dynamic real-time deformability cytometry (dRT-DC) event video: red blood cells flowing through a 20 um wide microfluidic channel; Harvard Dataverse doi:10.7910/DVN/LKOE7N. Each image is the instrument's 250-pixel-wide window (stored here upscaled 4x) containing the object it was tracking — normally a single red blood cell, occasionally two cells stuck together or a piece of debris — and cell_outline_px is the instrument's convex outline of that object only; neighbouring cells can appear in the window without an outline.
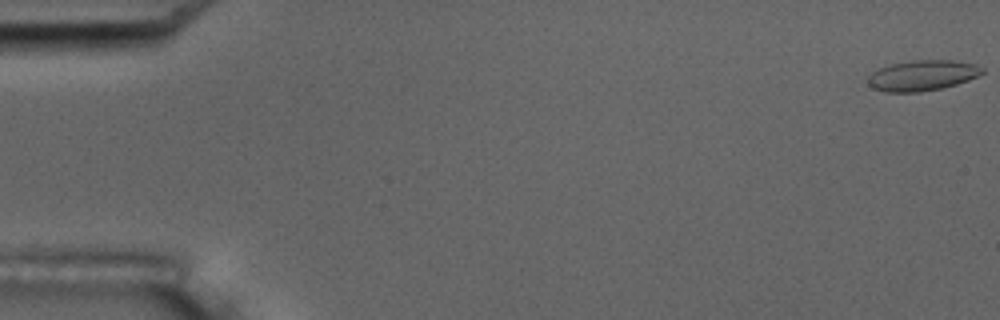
{"species": "common noctule bat (a hibernating species)", "species_latin": "Nyctalus noctula", "temperature_condition": "room temperature", "stored_images_in_passage": 7, "segment_of_instrument_passage": [1, 2], "camera_frame_rate_fps": 3000, "um_per_image_px": 0.085, "animal": {"sex": "male", "body_mass_g": 17.5, "forearm_length_mm": 52.3}, "frame": {"image": 1, "passage_image": 1, "time_ms": 0.0, "image_size_px": [1000, 320], "cell_outline_px": [[984, 72], [968, 80], [956, 84], [940, 88], [920, 92], [884, 92], [872, 88], [868, 84], [868, 76], [872, 72], [880, 68], [892, 64], [912, 60], [952, 60], [976, 64], [984, 68]], "centroid_in_image_um": [78.39, 6.41], "position_along_channel_um": 6.6, "area_um2": 20.29}}
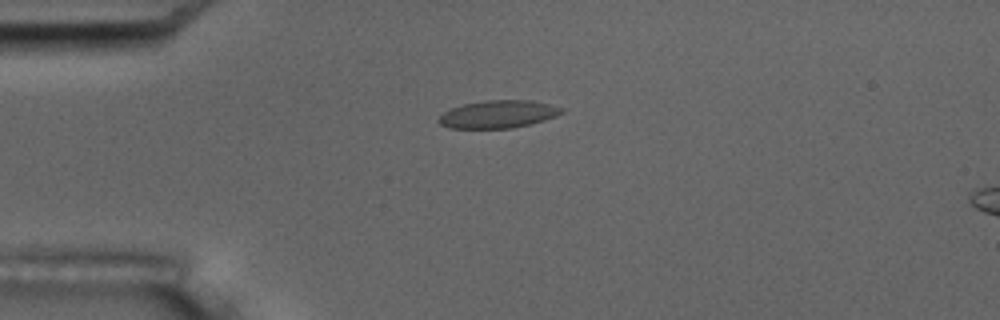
{"frame": {"image": 2, "passage_image": 5, "time_ms": 4.667, "image_size_px": [1000, 320], "cell_outline_px": [[564, 112], [556, 116], [544, 120], [512, 128], [448, 128], [440, 124], [436, 120], [444, 112], [452, 108], [464, 104], [484, 100], [532, 100], [564, 108]], "centroid_in_image_um": [42.33, 9.7], "position_along_channel_um": 42.7, "area_um2": 19.77}}